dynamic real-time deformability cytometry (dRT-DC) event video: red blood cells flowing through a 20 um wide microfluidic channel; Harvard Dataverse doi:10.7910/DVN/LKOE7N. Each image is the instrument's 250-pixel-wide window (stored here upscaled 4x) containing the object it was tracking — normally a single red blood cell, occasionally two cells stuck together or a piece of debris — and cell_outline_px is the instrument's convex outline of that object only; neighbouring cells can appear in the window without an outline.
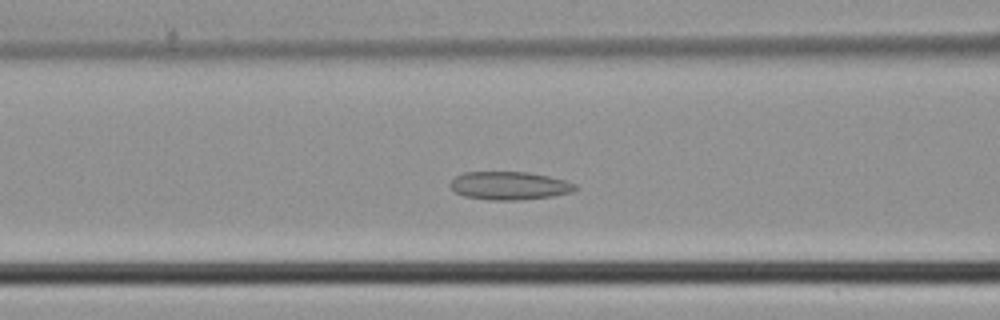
{"species": "common noctule bat (a hibernating species)", "species_latin": "Nyctalus noctula", "temperature_condition": "cold", "stored_images_in_passage": 43, "camera_frame_rate_fps": 3000, "um_per_image_px": 0.085, "animal": {"sex": "male", "body_mass_g": 21.5, "forearm_length_mm": 52.0}, "frame": {"image": 1, "passage_image": 16, "time_ms": 5.0, "image_size_px": [1000, 320], "cell_outline_px": [[576, 188], [572, 192], [552, 196], [520, 200], [488, 200], [464, 196], [456, 192], [448, 184], [456, 176], [464, 172], [528, 172], [548, 176], [564, 180], [576, 184]], "centroid_in_image_um": [43.28, 15.78], "position_along_channel_um": 123.3, "area_um2": 20.46}}
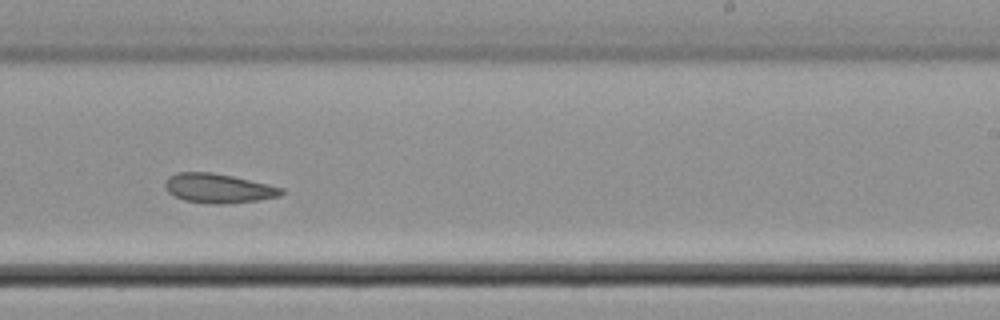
{"frame": {"image": 2, "passage_image": 26, "time_ms": 8.333, "image_size_px": [1000, 320], "cell_outline_px": [[284, 192], [280, 196], [256, 200], [224, 204], [208, 204], [184, 200], [168, 192], [164, 188], [164, 180], [168, 176], [176, 172], [212, 172], [232, 176], [268, 184], [284, 188]], "centroid_in_image_um": [18.52, 16.0], "position_along_channel_um": 270.5, "area_um2": 20.0}}
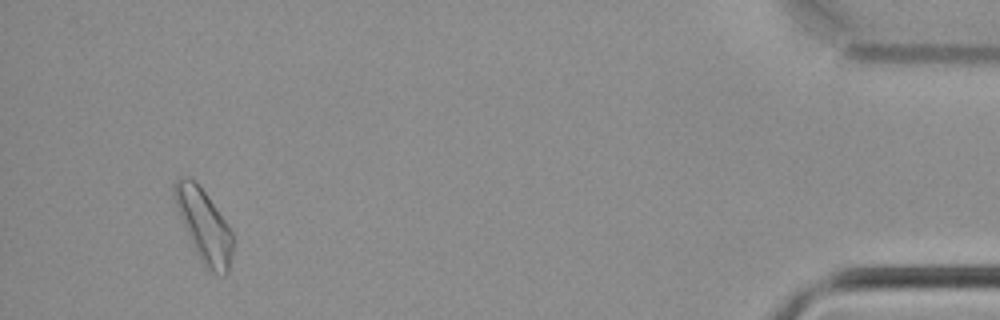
{"frame": {"image": 3, "passage_image": 41, "time_ms": 13.333, "image_size_px": [1000, 320], "cell_outline_px": [[232, 252], [228, 272], [224, 276], [208, 272], [204, 268], [188, 236], [180, 216], [172, 192], [172, 188], [176, 180], [180, 176], [188, 176], [204, 192], [228, 224], [232, 232]], "centroid_in_image_um": [17.34, 19.22], "position_along_channel_um": 417.9, "area_um2": 24.39}}